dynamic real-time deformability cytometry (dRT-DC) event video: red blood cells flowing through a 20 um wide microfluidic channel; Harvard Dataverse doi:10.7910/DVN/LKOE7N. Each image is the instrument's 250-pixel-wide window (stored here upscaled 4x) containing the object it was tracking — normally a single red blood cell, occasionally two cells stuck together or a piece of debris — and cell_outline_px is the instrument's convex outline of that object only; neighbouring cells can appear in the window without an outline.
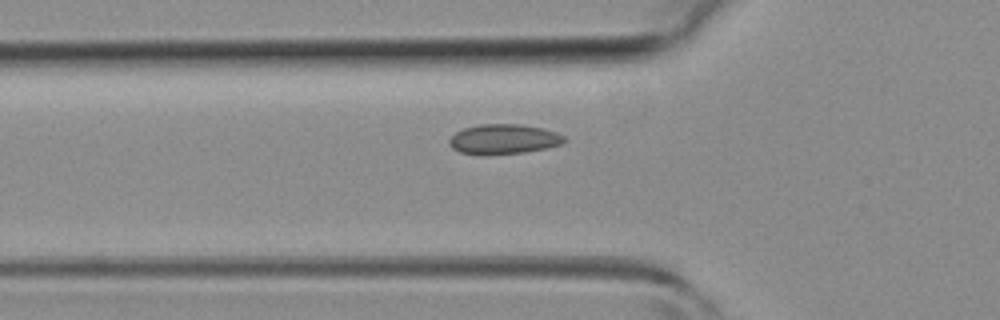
{"species": "common noctule bat (a hibernating species)", "species_latin": "Nyctalus noctula", "temperature_condition": "room temperature", "stored_images_in_passage": 41, "camera_frame_rate_fps": 3000, "um_per_image_px": 0.085, "animal": {"sex": "female", "body_mass_g": 19.3, "forearm_length_mm": 54.1}, "frame": {"image": 1, "passage_image": 16, "time_ms": 5.0, "image_size_px": [1000, 320], "cell_outline_px": [[568, 140], [564, 144], [524, 152], [484, 156], [480, 156], [460, 152], [452, 148], [448, 144], [448, 140], [456, 132], [464, 128], [480, 124], [520, 124], [544, 128], [556, 132], [564, 136]], "centroid_in_image_um": [42.81, 11.84], "position_along_channel_um": 83.0, "area_um2": 20.4}}
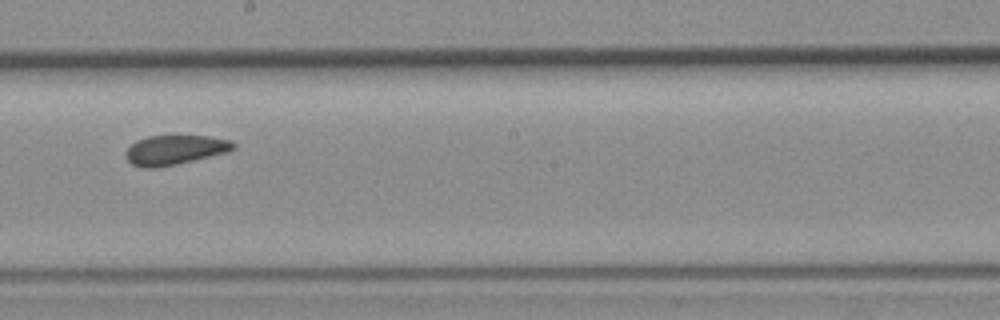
{"frame": {"image": 2, "passage_image": 26, "time_ms": 8.333, "image_size_px": [1000, 320], "cell_outline_px": [[236, 148], [228, 152], [176, 164], [156, 168], [144, 168], [132, 164], [128, 160], [128, 148], [136, 140], [148, 136], [208, 136], [232, 140], [236, 144]], "centroid_in_image_um": [14.92, 12.73], "position_along_channel_um": 233.3, "area_um2": 18.38}}
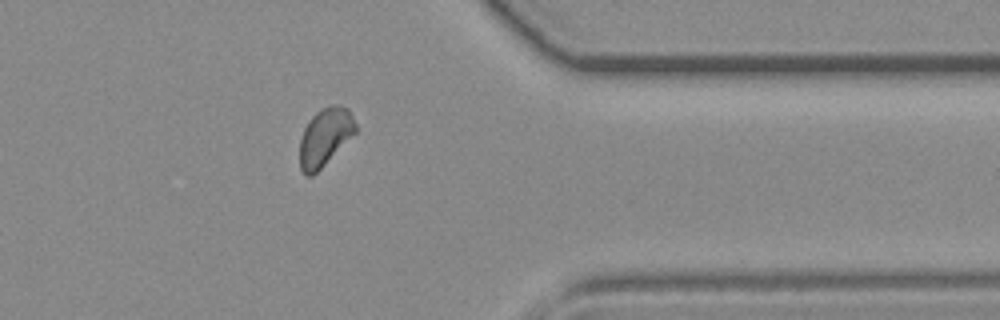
{"frame": {"image": 3, "passage_image": 37, "time_ms": 12.0, "image_size_px": [1000, 320], "cell_outline_px": [[356, 132], [312, 176], [304, 176], [300, 168], [300, 140], [304, 128], [308, 120], [320, 108], [332, 104], [340, 104], [348, 108], [356, 124]], "centroid_in_image_um": [27.61, 11.61], "position_along_channel_um": 383.8, "area_um2": 18.73}}